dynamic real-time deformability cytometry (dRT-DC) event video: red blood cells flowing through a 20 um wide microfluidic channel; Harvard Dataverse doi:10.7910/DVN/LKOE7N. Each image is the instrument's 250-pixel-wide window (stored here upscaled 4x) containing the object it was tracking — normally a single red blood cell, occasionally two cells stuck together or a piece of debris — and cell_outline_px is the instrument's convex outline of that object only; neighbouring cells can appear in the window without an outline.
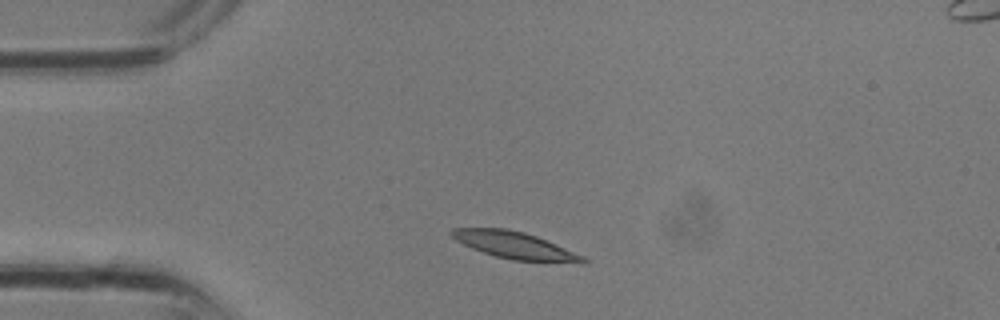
{"species": "common noctule bat (a hibernating species)", "species_latin": "Nyctalus noctula", "temperature_condition": "room temperature", "stored_images_in_passage": 26, "camera_frame_rate_fps": 3000, "um_per_image_px": 0.085, "animal": {"sex": "male", "body_mass_g": 13.3}, "frame": {"image": 1, "passage_image": 2, "time_ms": 0.333, "image_size_px": [1000, 320], "cell_outline_px": [[588, 264], [584, 264], [512, 260], [496, 256], [472, 248], [456, 240], [448, 232], [452, 228], [508, 228], [524, 232], [536, 236], [584, 256], [588, 260]], "centroid_in_image_um": [43.81, 20.86], "position_along_channel_um": 41.2, "area_um2": 20.75}}
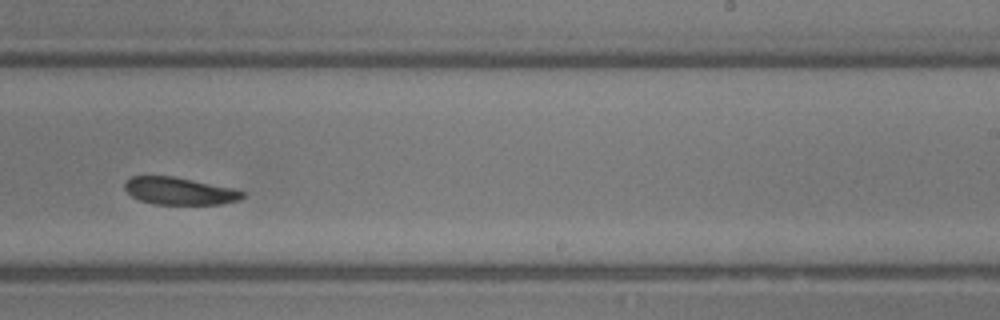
{"frame": {"image": 2, "passage_image": 14, "time_ms": 4.333, "image_size_px": [1000, 320], "cell_outline_px": [[244, 196], [240, 200], [224, 204], [152, 204], [140, 200], [132, 196], [124, 188], [124, 180], [132, 176], [176, 176], [232, 188], [244, 192]], "centroid_in_image_um": [15.24, 16.23], "position_along_channel_um": 273.8, "area_um2": 18.9}}
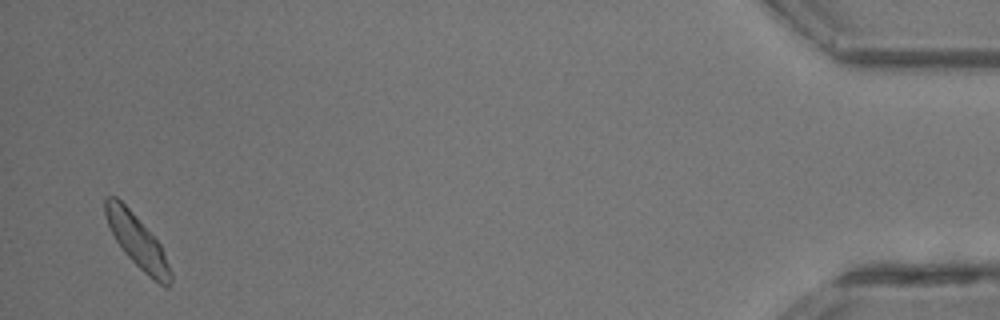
{"frame": {"image": 3, "passage_image": 25, "time_ms": 8.0, "image_size_px": [1000, 320], "cell_outline_px": [[172, 280], [168, 288], [152, 280], [124, 252], [116, 240], [108, 224], [104, 212], [104, 196], [116, 196], [132, 212], [160, 244], [172, 272]], "centroid_in_image_um": [11.67, 20.51], "position_along_channel_um": 423.5, "area_um2": 19.71}}